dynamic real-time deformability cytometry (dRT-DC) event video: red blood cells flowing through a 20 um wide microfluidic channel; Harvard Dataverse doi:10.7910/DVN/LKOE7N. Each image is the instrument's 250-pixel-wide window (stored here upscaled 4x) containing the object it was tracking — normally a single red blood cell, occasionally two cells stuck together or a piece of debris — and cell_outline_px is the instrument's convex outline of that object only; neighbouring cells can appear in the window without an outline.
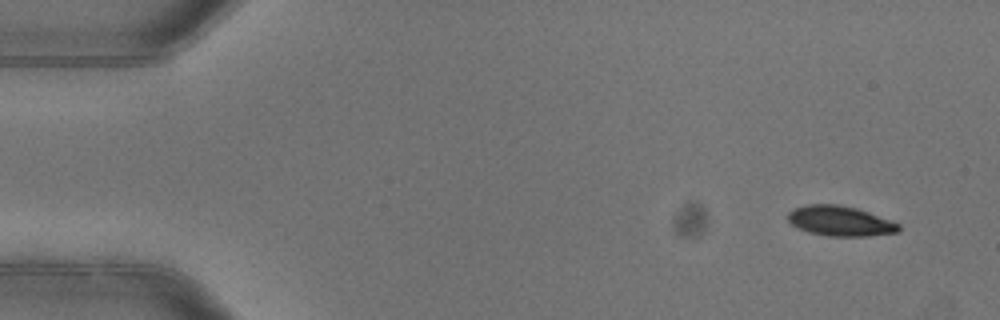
{"species": "common noctule bat (a hibernating species)", "species_latin": "Nyctalus noctula", "temperature_condition": "warm", "stored_images_in_passage": 4, "camera_frame_rate_fps": 3000, "um_per_image_px": 0.085, "animal": {"sex": "female"}, "frame": {"image": 1, "passage_image": 1, "time_ms": 0.0, "image_size_px": [1000, 320], "cell_outline_px": [[900, 232], [868, 236], [828, 236], [808, 232], [792, 224], [788, 220], [788, 212], [796, 208], [808, 204], [840, 204], [856, 208], [868, 212], [900, 224]], "centroid_in_image_um": [71.43, 18.79], "position_along_channel_um": 13.6, "area_um2": 19.31}}
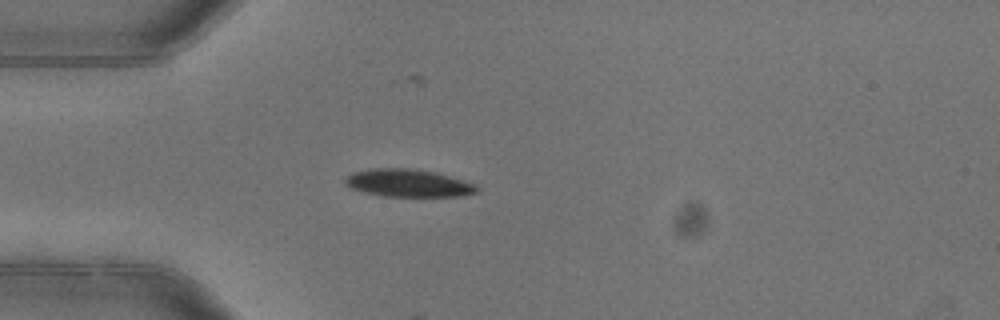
{"frame": {"image": 2, "passage_image": 4, "time_ms": 1.0, "image_size_px": [1000, 320], "cell_outline_px": [[480, 192], [460, 196], [380, 196], [364, 192], [352, 188], [344, 184], [344, 180], [352, 172], [368, 168], [408, 168], [432, 172], [464, 180], [476, 184], [480, 188]], "centroid_in_image_um": [34.7, 15.56], "position_along_channel_um": 50.3, "area_um2": 21.27}}